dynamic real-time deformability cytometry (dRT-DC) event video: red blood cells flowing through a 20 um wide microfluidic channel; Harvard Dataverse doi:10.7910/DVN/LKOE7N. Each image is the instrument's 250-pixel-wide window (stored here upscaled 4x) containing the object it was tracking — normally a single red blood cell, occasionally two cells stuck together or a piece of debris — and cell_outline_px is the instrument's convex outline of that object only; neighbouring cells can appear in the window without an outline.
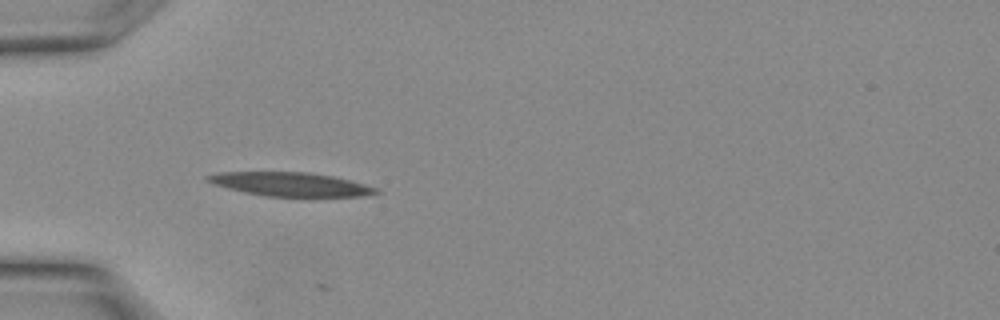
{"species": "Egyptian fruit bat (a non-hibernating species)", "species_latin": "Rousettus aegyptiacus", "temperature_condition": "warm", "stored_images_in_passage": 11, "camera_frame_rate_fps": 3000, "um_per_image_px": 0.085, "animal": {"sex": "female"}, "frame": {"image": 1, "passage_image": 1, "time_ms": 0.0, "image_size_px": [1000, 320], "cell_outline_px": [[380, 192], [360, 196], [264, 196], [244, 192], [228, 188], [216, 184], [208, 180], [204, 176], [220, 172], [308, 172], [332, 176], [364, 184], [376, 188]], "centroid_in_image_um": [24.67, 15.65], "position_along_channel_um": 60.3, "area_um2": 22.89}}
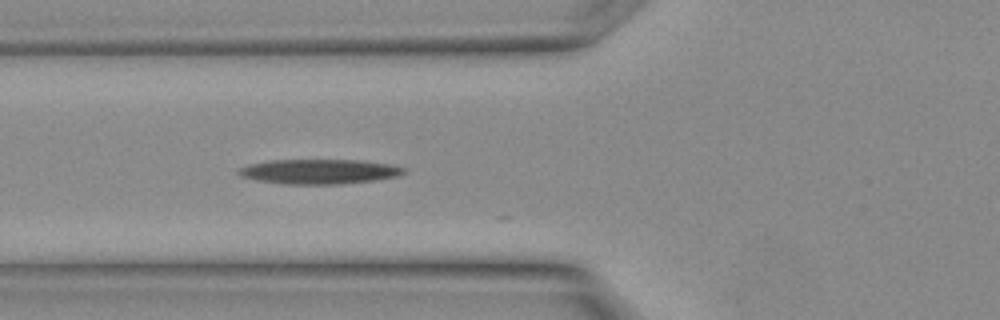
{"frame": {"image": 2, "passage_image": 3, "time_ms": 0.667, "image_size_px": [1000, 320], "cell_outline_px": [[408, 172], [400, 176], [376, 180], [340, 184], [284, 184], [260, 180], [240, 176], [236, 172], [236, 168], [248, 164], [268, 160], [364, 160], [392, 164], [404, 168]], "centroid_in_image_um": [27.16, 14.57], "position_along_channel_um": 98.6, "area_um2": 24.16}}
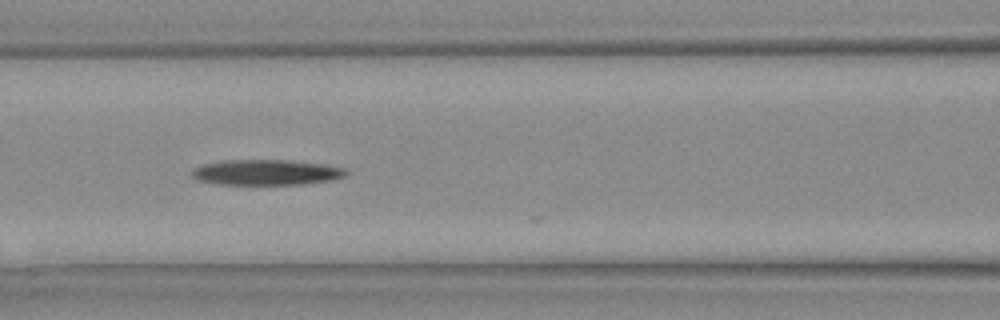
{"frame": {"image": 3, "passage_image": 5, "time_ms": 1.333, "image_size_px": [1000, 320], "cell_outline_px": [[352, 172], [348, 176], [332, 180], [300, 184], [220, 184], [196, 180], [192, 176], [192, 168], [204, 164], [224, 160], [288, 160], [324, 164], [348, 168]], "centroid_in_image_um": [22.71, 14.64], "position_along_channel_um": 143.9, "area_um2": 23.12}}